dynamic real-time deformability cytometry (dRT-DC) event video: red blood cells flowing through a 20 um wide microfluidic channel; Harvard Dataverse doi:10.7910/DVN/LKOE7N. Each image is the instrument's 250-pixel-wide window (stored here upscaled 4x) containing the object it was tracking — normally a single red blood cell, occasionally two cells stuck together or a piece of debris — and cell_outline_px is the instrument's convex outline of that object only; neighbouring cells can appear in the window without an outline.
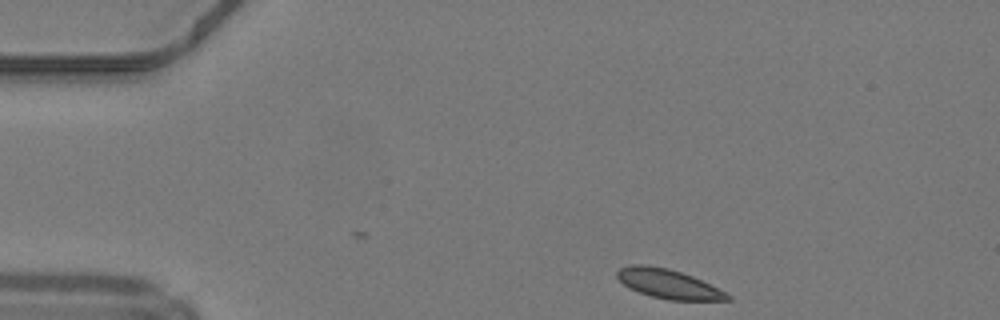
{"species": "common noctule bat (a hibernating species)", "species_latin": "Nyctalus noctula", "temperature_condition": "warm", "stored_images_in_passage": 37, "camera_frame_rate_fps": 3000, "um_per_image_px": 0.085, "animal": {"sex": "male", "body_mass_g": 19.2, "forearm_length_mm": 51.8}, "frame": {"image": 1, "passage_image": 1, "time_ms": 0.0, "image_size_px": [1000, 320], "cell_outline_px": [[732, 300], [668, 300], [652, 296], [628, 288], [616, 276], [616, 272], [620, 268], [632, 264], [644, 264], [668, 268], [692, 276], [732, 296]], "centroid_in_image_um": [56.77, 24.12], "position_along_channel_um": 28.2, "area_um2": 18.55}}
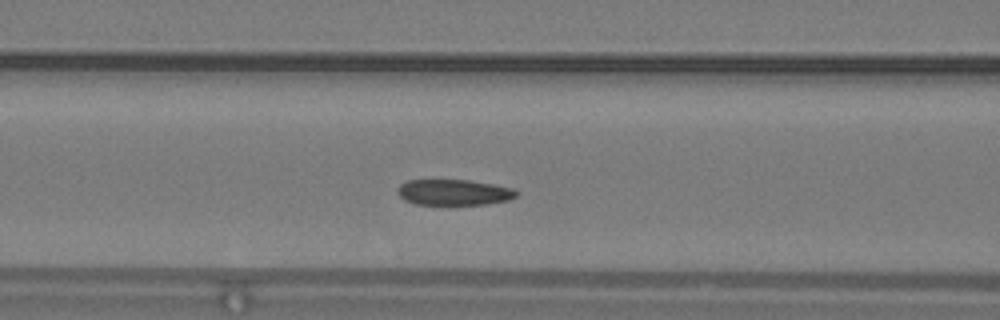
{"frame": {"image": 2, "passage_image": 13, "time_ms": 4.0, "image_size_px": [1000, 320], "cell_outline_px": [[520, 192], [516, 196], [508, 200], [488, 204], [448, 208], [416, 204], [404, 200], [396, 192], [396, 188], [400, 184], [408, 180], [468, 180], [492, 184], [512, 188]], "centroid_in_image_um": [38.55, 16.4], "position_along_channel_um": 128.1, "area_um2": 18.9}}
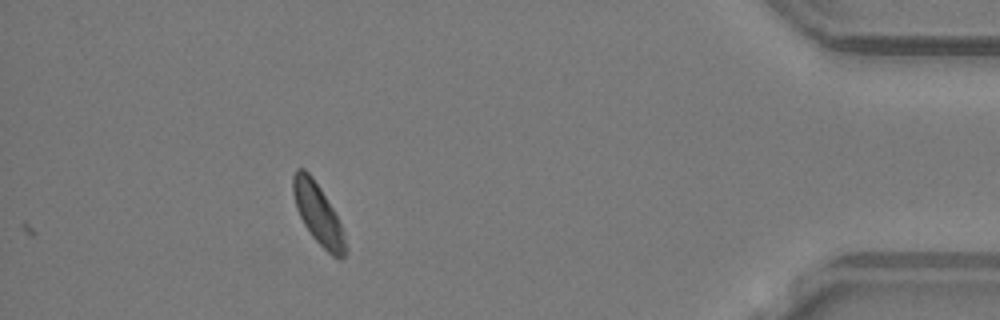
{"frame": {"image": 3, "passage_image": 37, "time_ms": 12.0, "image_size_px": [1000, 320], "cell_outline_px": [[348, 252], [340, 260], [332, 256], [312, 236], [304, 224], [296, 208], [292, 192], [292, 176], [296, 168], [304, 168], [312, 176], [320, 188], [332, 208], [344, 232], [348, 248]], "centroid_in_image_um": [27.04, 18.19], "position_along_channel_um": 408.2, "area_um2": 18.5}, "authors_computed_cell_mechanics": {"area_um2": 18.9006, "velocity_mm_per_s": 4.1805, "shape_relaxation_time_tau1_ms": 2.8629, "shape_relaxation_time_tau2_ms": 3.2344, "deformation_change_tau1": 0.06, "deformation_change_tau2": 0.0513}}